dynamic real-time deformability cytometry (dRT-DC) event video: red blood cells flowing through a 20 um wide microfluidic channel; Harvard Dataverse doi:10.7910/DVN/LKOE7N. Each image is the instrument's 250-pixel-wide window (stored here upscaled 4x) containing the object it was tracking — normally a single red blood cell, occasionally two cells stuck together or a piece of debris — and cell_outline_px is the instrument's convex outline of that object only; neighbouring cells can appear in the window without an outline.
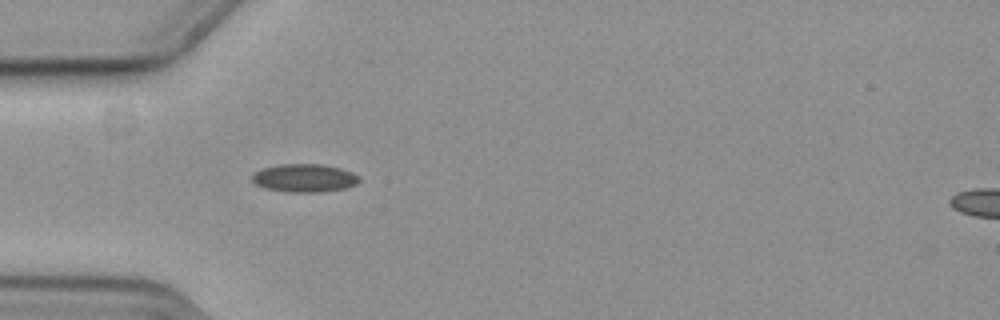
{"species": "common noctule bat (a hibernating species)", "species_latin": "Nyctalus noctula", "temperature_condition": "cold", "stored_images_in_passage": 4, "camera_frame_rate_fps": 3000, "um_per_image_px": 0.085, "animal": {"sex": "female", "body_mass_g": 19.3, "forearm_length_mm": 54.1}, "frame": {"image": 1, "passage_image": 1, "time_ms": 0.0, "image_size_px": [1000, 320], "cell_outline_px": [[360, 180], [356, 184], [344, 188], [320, 192], [288, 192], [264, 188], [256, 184], [252, 180], [252, 176], [256, 172], [264, 168], [280, 164], [324, 164], [340, 168], [352, 172], [360, 176]], "centroid_in_image_um": [25.9, 15.13], "position_along_channel_um": 59.1, "area_um2": 17.51}}